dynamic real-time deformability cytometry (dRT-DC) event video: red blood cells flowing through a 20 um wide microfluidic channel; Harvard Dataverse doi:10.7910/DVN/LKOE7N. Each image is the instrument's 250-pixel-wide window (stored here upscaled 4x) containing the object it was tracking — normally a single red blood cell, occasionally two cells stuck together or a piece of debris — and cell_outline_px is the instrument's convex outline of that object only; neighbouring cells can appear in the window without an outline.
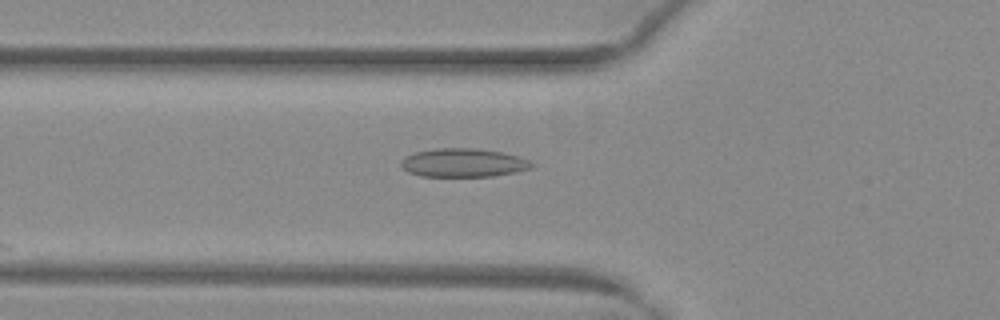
{"species": "common noctule bat (a hibernating species)", "species_latin": "Nyctalus noctula", "temperature_condition": "warm", "stored_images_in_passage": 16, "camera_frame_rate_fps": 3000, "um_per_image_px": 0.085, "animal": {"sex": "female", "body_mass_g": 29.2, "forearm_length_mm": 56.3}, "frame": {"image": 1, "passage_image": 2, "time_ms": 0.333, "image_size_px": [1000, 320], "cell_outline_px": [[536, 164], [532, 168], [516, 172], [492, 176], [420, 176], [408, 172], [400, 164], [400, 160], [416, 152], [436, 148], [476, 148], [500, 152], [516, 156], [528, 160]], "centroid_in_image_um": [39.39, 13.84], "position_along_channel_um": 86.4, "area_um2": 21.62}}
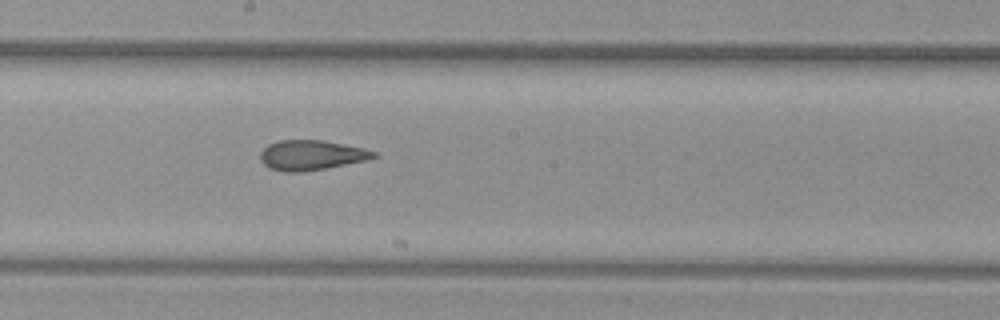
{"frame": {"image": 2, "passage_image": 12, "time_ms": 3.667, "image_size_px": [1000, 320], "cell_outline_px": [[380, 152], [376, 156], [364, 160], [324, 168], [300, 172], [284, 172], [268, 168], [260, 160], [260, 152], [268, 144], [276, 140], [324, 140], [364, 148]], "centroid_in_image_um": [26.42, 13.17], "position_along_channel_um": 221.8, "area_um2": 19.77}}
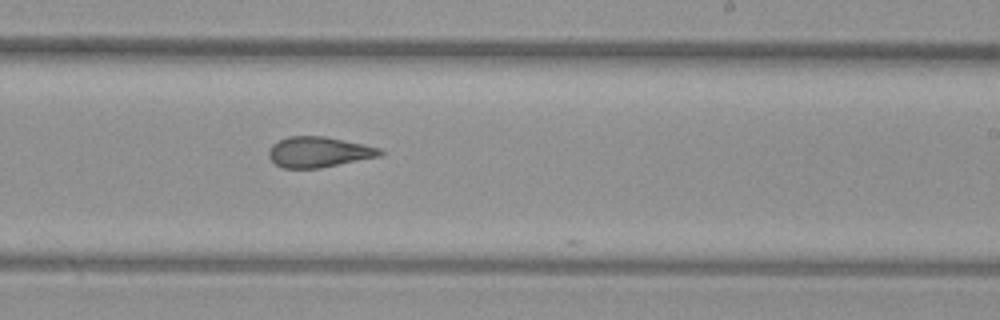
{"frame": {"image": 3, "passage_image": 15, "time_ms": 4.667, "image_size_px": [1000, 320], "cell_outline_px": [[384, 152], [380, 156], [320, 168], [284, 168], [276, 164], [268, 156], [268, 148], [272, 144], [288, 136], [324, 136], [364, 144], [380, 148]], "centroid_in_image_um": [27.08, 12.92], "position_along_channel_um": 261.9, "area_um2": 19.77}}